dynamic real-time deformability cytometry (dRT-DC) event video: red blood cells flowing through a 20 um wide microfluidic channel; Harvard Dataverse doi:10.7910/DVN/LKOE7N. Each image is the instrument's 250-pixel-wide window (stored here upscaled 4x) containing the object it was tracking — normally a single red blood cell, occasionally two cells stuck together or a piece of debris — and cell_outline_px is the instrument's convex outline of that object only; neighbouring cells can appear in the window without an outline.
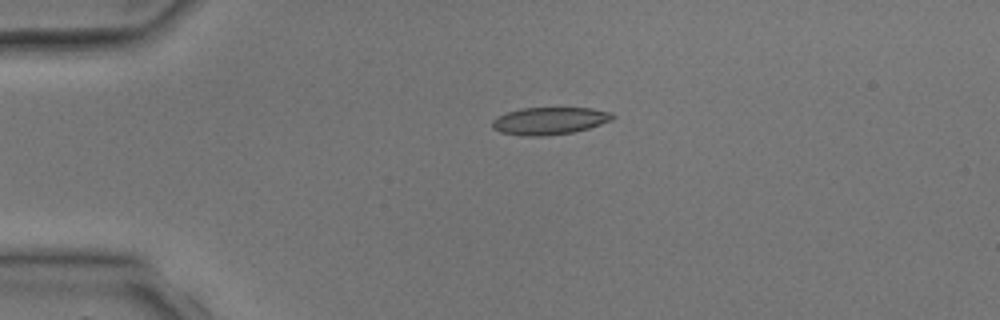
{"species": "common noctule bat (a hibernating species)", "species_latin": "Nyctalus noctula", "temperature_condition": "room temperature", "stored_images_in_passage": 3, "camera_frame_rate_fps": 3000, "um_per_image_px": 0.085, "animal": {"sex": "male", "body_mass_g": 17.9, "forearm_length_mm": 54.2}, "frame": {"image": 1, "passage_image": 2, "time_ms": 1.333, "image_size_px": [1000, 320], "cell_outline_px": [[616, 116], [612, 120], [588, 128], [572, 132], [540, 136], [524, 136], [500, 132], [492, 128], [492, 120], [496, 116], [520, 108], [592, 108], [612, 112]], "centroid_in_image_um": [46.7, 10.26], "position_along_channel_um": 38.3, "area_um2": 19.19}}
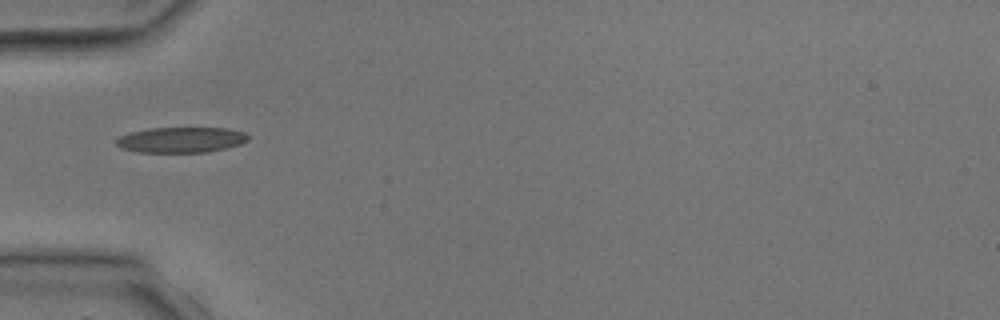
{"frame": {"image": 2, "passage_image": 3, "time_ms": 2.667, "image_size_px": [1000, 320], "cell_outline_px": [[248, 140], [240, 144], [228, 148], [208, 152], [136, 152], [120, 148], [116, 144], [116, 140], [120, 136], [132, 132], [148, 128], [228, 128], [244, 132], [248, 136]], "centroid_in_image_um": [15.4, 11.89], "position_along_channel_um": 69.6, "area_um2": 19.65}}